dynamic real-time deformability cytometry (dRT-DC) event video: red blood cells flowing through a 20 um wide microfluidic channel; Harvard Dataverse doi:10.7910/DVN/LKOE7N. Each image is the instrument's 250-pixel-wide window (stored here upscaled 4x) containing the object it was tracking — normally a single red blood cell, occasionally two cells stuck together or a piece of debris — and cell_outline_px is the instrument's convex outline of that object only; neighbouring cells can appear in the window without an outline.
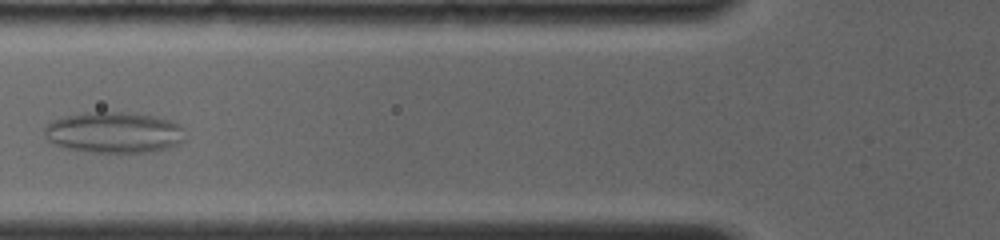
{"species": "common noctule bat (a hibernating species)", "species_latin": "Nyctalus noctula", "temperature_condition": "room temperature", "stored_images_in_passage": 18, "camera_frame_rate_fps": 4000, "um_per_image_px": 0.085, "animal": {"sex": "female", "body_mass_g": 19.0, "forearm_length_mm": 56.7}, "frame": {"image": 1, "passage_image": 11, "time_ms": 6.25, "image_size_px": [1000, 240], "cell_outline_px": [[184, 140], [168, 148], [152, 152], [92, 152], [60, 148], [48, 140], [44, 136], [44, 128], [52, 120], [64, 116], [84, 112], [124, 112], [156, 116], [172, 120], [180, 124], [184, 128]], "centroid_in_image_um": [9.68, 11.26], "position_along_channel_um": 116.1, "area_um2": 34.1}}